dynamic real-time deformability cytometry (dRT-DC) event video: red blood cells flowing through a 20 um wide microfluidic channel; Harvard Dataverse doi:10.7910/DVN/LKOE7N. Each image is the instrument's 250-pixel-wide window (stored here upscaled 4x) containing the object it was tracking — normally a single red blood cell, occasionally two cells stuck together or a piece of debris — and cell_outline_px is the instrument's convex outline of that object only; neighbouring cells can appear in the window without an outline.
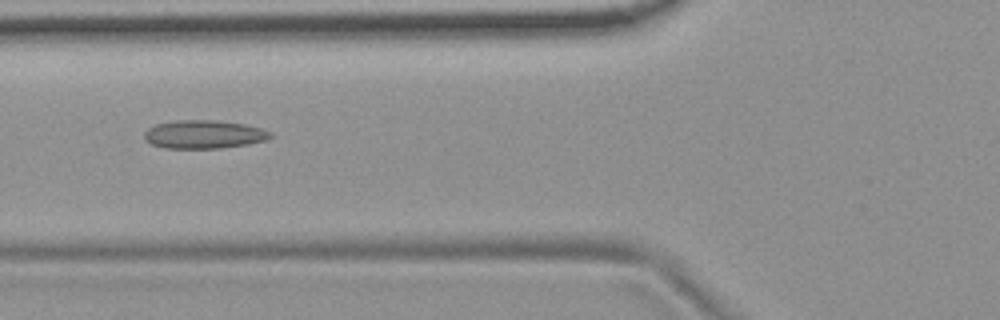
{"species": "common noctule bat (a hibernating species)", "species_latin": "Nyctalus noctula", "temperature_condition": "room temperature", "stored_images_in_passage": 54, "camera_frame_rate_fps": 3000, "um_per_image_px": 0.085, "animal": {"sex": "female", "body_mass_g": 19.9}, "frame": {"image": 1, "passage_image": 21, "time_ms": 6.667, "image_size_px": [1000, 320], "cell_outline_px": [[272, 136], [264, 140], [248, 144], [220, 148], [164, 148], [152, 144], [144, 140], [144, 132], [148, 128], [156, 124], [176, 120], [216, 120], [244, 124], [260, 128], [272, 132]], "centroid_in_image_um": [17.3, 11.42], "position_along_channel_um": 108.5, "area_um2": 20.81}}
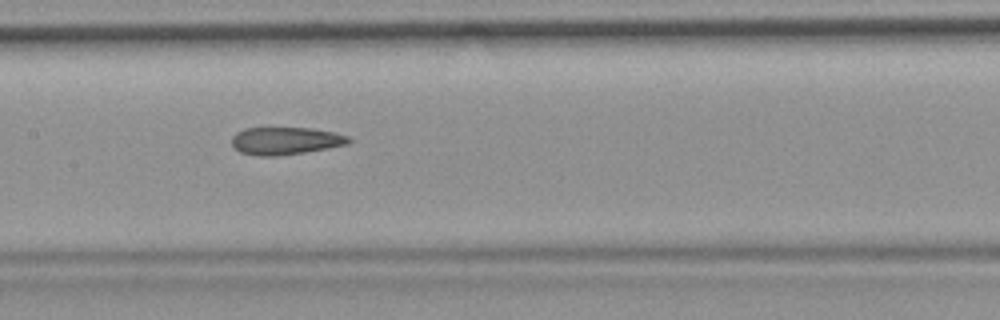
{"frame": {"image": 2, "passage_image": 27, "time_ms": 8.667, "image_size_px": [1000, 320], "cell_outline_px": [[352, 140], [348, 144], [328, 148], [304, 152], [276, 156], [260, 156], [240, 152], [232, 144], [232, 136], [236, 132], [244, 128], [312, 128], [336, 132], [348, 136]], "centroid_in_image_um": [24.28, 11.96], "position_along_channel_um": 183.1, "area_um2": 18.79}}
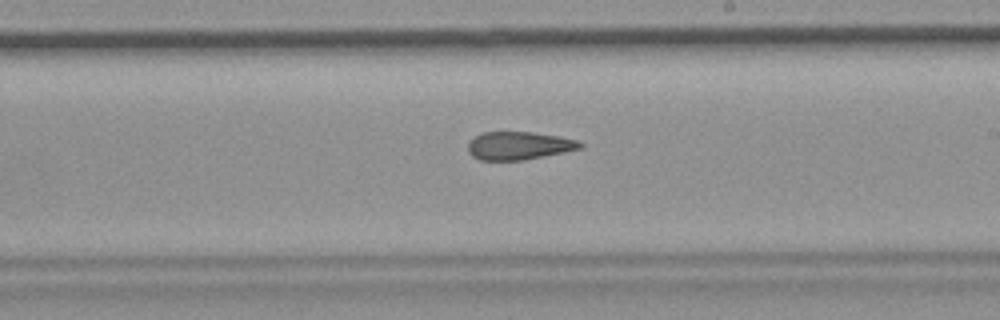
{"frame": {"image": 3, "passage_image": 32, "time_ms": 10.333, "image_size_px": [1000, 320], "cell_outline_px": [[584, 148], [524, 160], [480, 160], [472, 156], [468, 152], [468, 144], [480, 132], [532, 132], [560, 136], [576, 140], [584, 144]], "centroid_in_image_um": [44.13, 12.38], "position_along_channel_um": 244.9, "area_um2": 18.38}, "authors_computed_cell_mechanics": {"area_um2": 19.7387, "velocity_mm_per_s": 3.731, "shape_relaxation_time_tau1_ms": null, "shape_relaxation_time_tau2_ms": 3.7669, "deformation_change_tau1": null, "deformation_change_tau2": 0.126}}